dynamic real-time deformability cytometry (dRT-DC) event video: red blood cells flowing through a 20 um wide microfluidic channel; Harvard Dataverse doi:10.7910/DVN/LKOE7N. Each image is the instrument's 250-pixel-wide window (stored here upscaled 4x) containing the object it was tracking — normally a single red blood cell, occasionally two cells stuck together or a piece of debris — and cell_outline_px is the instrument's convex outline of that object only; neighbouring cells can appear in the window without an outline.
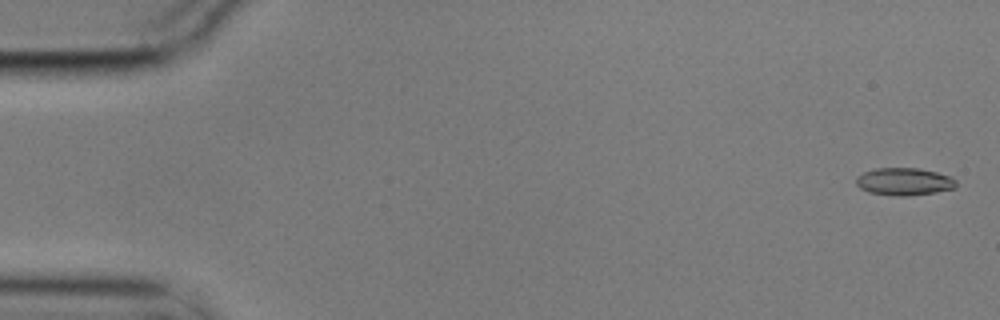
{"species": "common noctule bat (a hibernating species)", "species_latin": "Nyctalus noctula", "temperature_condition": "cold", "stored_images_in_passage": 10, "camera_frame_rate_fps": 3000, "um_per_image_px": 0.085, "animal": {"sex": "male", "body_mass_g": 17.9}, "frame": {"image": 1, "passage_image": 1, "time_ms": 0.0, "image_size_px": [1000, 320], "cell_outline_px": [[956, 188], [936, 192], [908, 196], [896, 196], [868, 192], [860, 188], [856, 184], [856, 176], [864, 172], [876, 168], [920, 168], [952, 176], [956, 180]], "centroid_in_image_um": [76.86, 15.43], "position_along_channel_um": 8.1, "area_um2": 16.18}}
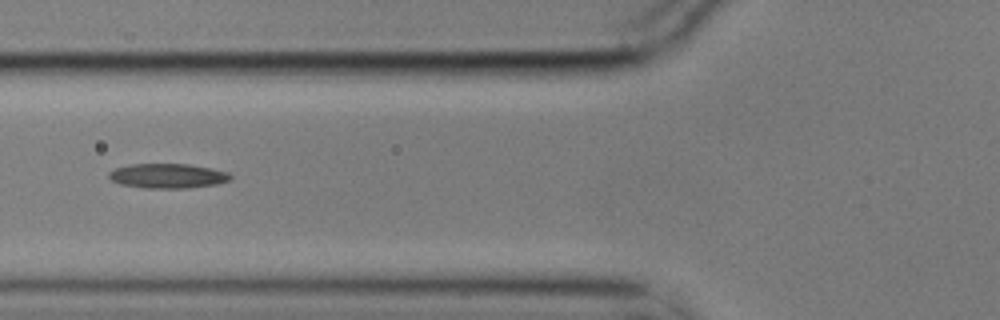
{"frame": {"image": 2, "passage_image": 6, "time_ms": 1.667, "image_size_px": [1000, 320], "cell_outline_px": [[232, 176], [228, 180], [216, 184], [188, 188], [144, 188], [120, 184], [112, 180], [108, 176], [108, 172], [112, 168], [132, 164], [188, 164], [212, 168], [228, 172]], "centroid_in_image_um": [14.22, 14.94], "position_along_channel_um": 111.6, "area_um2": 17.51}}
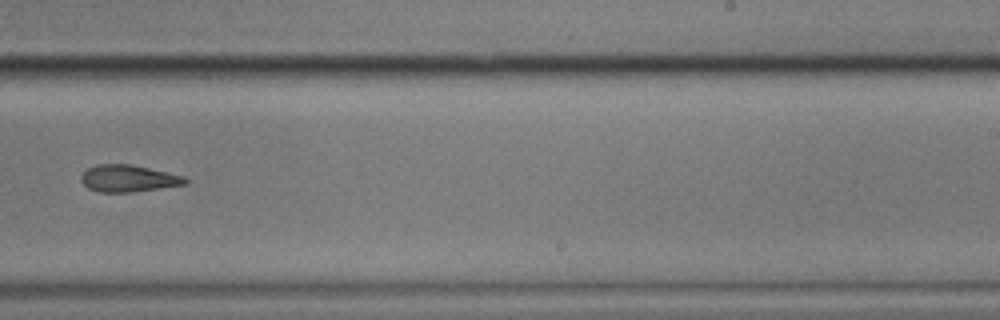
{"frame": {"image": 3, "passage_image": 10, "time_ms": 3.0, "image_size_px": [1000, 320], "cell_outline_px": [[188, 184], [132, 192], [100, 192], [88, 188], [80, 180], [80, 176], [88, 168], [96, 164], [132, 164], [184, 176], [188, 180]], "centroid_in_image_um": [10.91, 15.16], "position_along_channel_um": 278.1, "area_um2": 16.36}}